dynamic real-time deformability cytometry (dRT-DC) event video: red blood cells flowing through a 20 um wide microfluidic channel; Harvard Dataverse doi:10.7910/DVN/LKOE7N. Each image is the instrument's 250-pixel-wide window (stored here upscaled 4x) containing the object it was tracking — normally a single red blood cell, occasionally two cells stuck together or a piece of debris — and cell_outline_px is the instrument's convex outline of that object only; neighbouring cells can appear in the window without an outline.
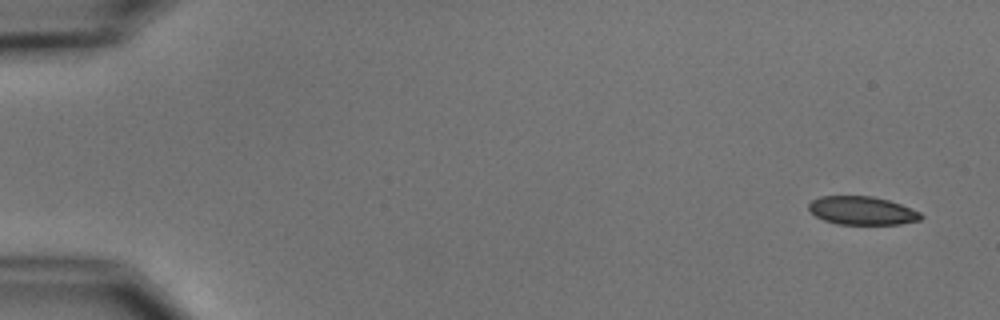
{"species": "common noctule bat (a hibernating species)", "species_latin": "Nyctalus noctula", "temperature_condition": "cold", "stored_images_in_passage": 4, "camera_frame_rate_fps": 3000, "um_per_image_px": 0.085, "animal": {"sex": "male", "body_mass_g": 15.6}, "frame": {"image": 1, "passage_image": 1, "time_ms": 0.0, "image_size_px": [1000, 320], "cell_outline_px": [[924, 216], [920, 220], [900, 224], [836, 224], [824, 220], [816, 216], [808, 208], [808, 204], [812, 200], [820, 196], [872, 196], [888, 200], [900, 204], [920, 212]], "centroid_in_image_um": [73.27, 17.9], "position_along_channel_um": 11.7, "area_um2": 18.5}}
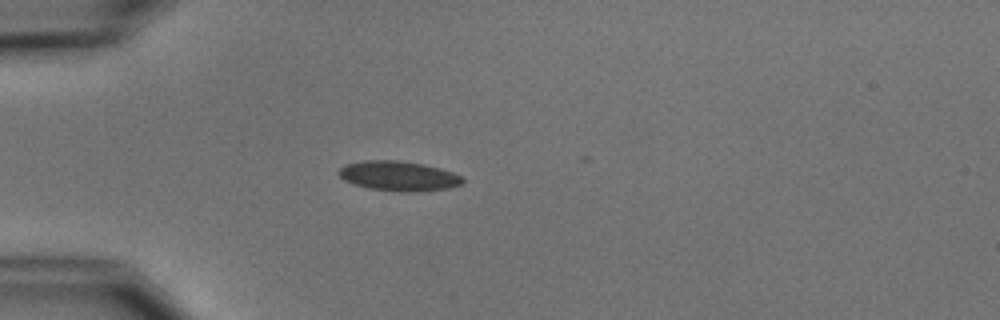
{"frame": {"image": 2, "passage_image": 4, "time_ms": 4.333, "image_size_px": [1000, 320], "cell_outline_px": [[464, 184], [448, 188], [416, 192], [408, 192], [368, 188], [344, 180], [336, 172], [344, 164], [364, 160], [396, 160], [424, 164], [440, 168], [452, 172], [460, 176], [464, 180]], "centroid_in_image_um": [33.88, 14.95], "position_along_channel_um": 51.1, "area_um2": 21.5}}